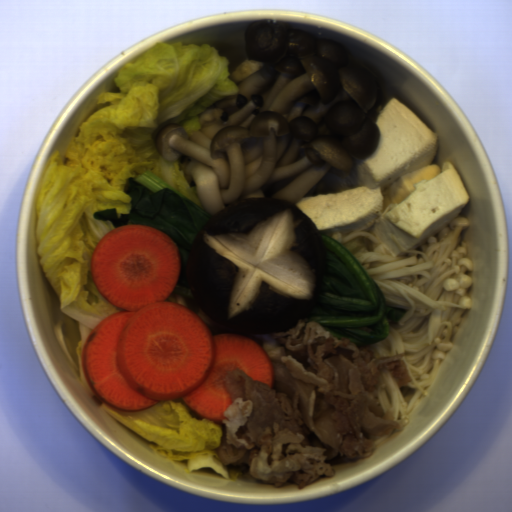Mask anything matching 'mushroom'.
<instances>
[{
    "mask_svg": "<svg viewBox=\"0 0 512 512\" xmlns=\"http://www.w3.org/2000/svg\"><path fill=\"white\" fill-rule=\"evenodd\" d=\"M296 204L250 197L215 212L193 239L189 290L203 313L232 330L294 328L324 286L321 235Z\"/></svg>",
    "mask_w": 512,
    "mask_h": 512,
    "instance_id": "mushroom-1",
    "label": "mushroom"
}]
</instances>
